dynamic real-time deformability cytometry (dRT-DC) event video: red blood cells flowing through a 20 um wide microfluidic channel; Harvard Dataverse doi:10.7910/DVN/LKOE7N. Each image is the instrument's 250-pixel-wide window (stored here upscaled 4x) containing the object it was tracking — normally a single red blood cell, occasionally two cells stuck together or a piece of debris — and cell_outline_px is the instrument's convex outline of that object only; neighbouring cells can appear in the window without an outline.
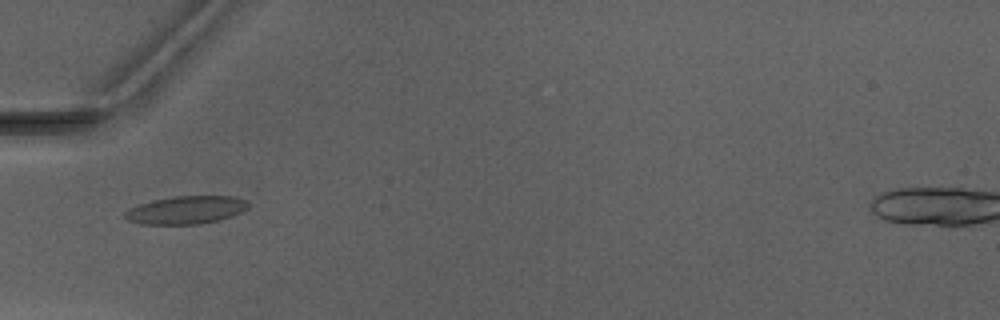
{"species": "Egyptian fruit bat (a non-hibernating species)", "species_latin": "Rousettus aegyptiacus", "temperature_condition": "warm", "stored_images_in_passage": 5, "camera_frame_rate_fps": 3000, "um_per_image_px": 0.085, "animal": {"sex": "male"}, "frame": {"image": 1, "passage_image": 4, "time_ms": 3.667, "image_size_px": [1000, 320], "cell_outline_px": [[248, 208], [240, 212], [220, 220], [196, 224], [140, 224], [128, 220], [124, 216], [124, 212], [140, 204], [152, 200], [172, 196], [236, 196], [248, 200]], "centroid_in_image_um": [15.84, 17.84], "position_along_channel_um": 69.2, "area_um2": 20.06}}